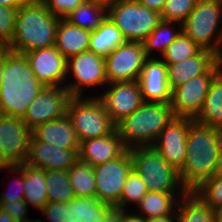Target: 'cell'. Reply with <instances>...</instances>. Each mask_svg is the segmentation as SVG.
<instances>
[{"mask_svg": "<svg viewBox=\"0 0 222 222\" xmlns=\"http://www.w3.org/2000/svg\"><path fill=\"white\" fill-rule=\"evenodd\" d=\"M221 19L222 0H198L193 11L179 28L201 49L217 55L222 51V29L217 34L215 31Z\"/></svg>", "mask_w": 222, "mask_h": 222, "instance_id": "6", "label": "cell"}, {"mask_svg": "<svg viewBox=\"0 0 222 222\" xmlns=\"http://www.w3.org/2000/svg\"><path fill=\"white\" fill-rule=\"evenodd\" d=\"M0 222H15L10 214L0 209Z\"/></svg>", "mask_w": 222, "mask_h": 222, "instance_id": "52", "label": "cell"}, {"mask_svg": "<svg viewBox=\"0 0 222 222\" xmlns=\"http://www.w3.org/2000/svg\"><path fill=\"white\" fill-rule=\"evenodd\" d=\"M175 192H147L138 204L141 218H152L164 215H173L174 206H177ZM176 197V198H175ZM176 200V201H174Z\"/></svg>", "mask_w": 222, "mask_h": 222, "instance_id": "28", "label": "cell"}, {"mask_svg": "<svg viewBox=\"0 0 222 222\" xmlns=\"http://www.w3.org/2000/svg\"><path fill=\"white\" fill-rule=\"evenodd\" d=\"M198 0H166L161 19L163 21L179 22L180 25L190 15Z\"/></svg>", "mask_w": 222, "mask_h": 222, "instance_id": "37", "label": "cell"}, {"mask_svg": "<svg viewBox=\"0 0 222 222\" xmlns=\"http://www.w3.org/2000/svg\"><path fill=\"white\" fill-rule=\"evenodd\" d=\"M67 75L72 72L75 83L68 84L72 97H81L83 87L108 84L106 78L105 58L91 51H85L67 59Z\"/></svg>", "mask_w": 222, "mask_h": 222, "instance_id": "13", "label": "cell"}, {"mask_svg": "<svg viewBox=\"0 0 222 222\" xmlns=\"http://www.w3.org/2000/svg\"><path fill=\"white\" fill-rule=\"evenodd\" d=\"M194 121L192 118L175 117L153 144L154 149L178 172L184 165L187 134Z\"/></svg>", "mask_w": 222, "mask_h": 222, "instance_id": "15", "label": "cell"}, {"mask_svg": "<svg viewBox=\"0 0 222 222\" xmlns=\"http://www.w3.org/2000/svg\"><path fill=\"white\" fill-rule=\"evenodd\" d=\"M127 40L122 32L106 16L100 26L91 32L88 51H91L102 57L108 56L118 46L124 44Z\"/></svg>", "mask_w": 222, "mask_h": 222, "instance_id": "24", "label": "cell"}, {"mask_svg": "<svg viewBox=\"0 0 222 222\" xmlns=\"http://www.w3.org/2000/svg\"><path fill=\"white\" fill-rule=\"evenodd\" d=\"M26 203L42 209L48 202L45 171L24 163V198Z\"/></svg>", "mask_w": 222, "mask_h": 222, "instance_id": "27", "label": "cell"}, {"mask_svg": "<svg viewBox=\"0 0 222 222\" xmlns=\"http://www.w3.org/2000/svg\"><path fill=\"white\" fill-rule=\"evenodd\" d=\"M98 3L102 8L108 11L110 8L120 4L124 0H91Z\"/></svg>", "mask_w": 222, "mask_h": 222, "instance_id": "47", "label": "cell"}, {"mask_svg": "<svg viewBox=\"0 0 222 222\" xmlns=\"http://www.w3.org/2000/svg\"><path fill=\"white\" fill-rule=\"evenodd\" d=\"M0 209L12 216L15 222H28L30 219L26 218L28 205L24 200L11 202H0Z\"/></svg>", "mask_w": 222, "mask_h": 222, "instance_id": "42", "label": "cell"}, {"mask_svg": "<svg viewBox=\"0 0 222 222\" xmlns=\"http://www.w3.org/2000/svg\"><path fill=\"white\" fill-rule=\"evenodd\" d=\"M174 118L170 103L144 102L119 122L116 129L128 150L153 146L159 134Z\"/></svg>", "mask_w": 222, "mask_h": 222, "instance_id": "4", "label": "cell"}, {"mask_svg": "<svg viewBox=\"0 0 222 222\" xmlns=\"http://www.w3.org/2000/svg\"><path fill=\"white\" fill-rule=\"evenodd\" d=\"M216 212H217L218 222H222V209H220Z\"/></svg>", "mask_w": 222, "mask_h": 222, "instance_id": "54", "label": "cell"}, {"mask_svg": "<svg viewBox=\"0 0 222 222\" xmlns=\"http://www.w3.org/2000/svg\"><path fill=\"white\" fill-rule=\"evenodd\" d=\"M214 176L222 178V145H221L220 153H219V156L217 159V164H216Z\"/></svg>", "mask_w": 222, "mask_h": 222, "instance_id": "50", "label": "cell"}, {"mask_svg": "<svg viewBox=\"0 0 222 222\" xmlns=\"http://www.w3.org/2000/svg\"><path fill=\"white\" fill-rule=\"evenodd\" d=\"M129 150L133 169L141 176L148 192H176L175 190H180V188V196L187 192L180 180L179 172L153 146L136 147Z\"/></svg>", "mask_w": 222, "mask_h": 222, "instance_id": "5", "label": "cell"}, {"mask_svg": "<svg viewBox=\"0 0 222 222\" xmlns=\"http://www.w3.org/2000/svg\"><path fill=\"white\" fill-rule=\"evenodd\" d=\"M128 212H125V210H123V215L121 216V222H143V218L140 217V215H134L132 213V215L130 214H126Z\"/></svg>", "mask_w": 222, "mask_h": 222, "instance_id": "49", "label": "cell"}, {"mask_svg": "<svg viewBox=\"0 0 222 222\" xmlns=\"http://www.w3.org/2000/svg\"><path fill=\"white\" fill-rule=\"evenodd\" d=\"M96 197L106 204L118 207L127 175L133 169L130 150L120 157L93 167Z\"/></svg>", "mask_w": 222, "mask_h": 222, "instance_id": "10", "label": "cell"}, {"mask_svg": "<svg viewBox=\"0 0 222 222\" xmlns=\"http://www.w3.org/2000/svg\"><path fill=\"white\" fill-rule=\"evenodd\" d=\"M31 137L32 130L22 118L0 114V147L13 166L26 162Z\"/></svg>", "mask_w": 222, "mask_h": 222, "instance_id": "14", "label": "cell"}, {"mask_svg": "<svg viewBox=\"0 0 222 222\" xmlns=\"http://www.w3.org/2000/svg\"><path fill=\"white\" fill-rule=\"evenodd\" d=\"M194 120L222 130V74L218 73L211 81L202 110Z\"/></svg>", "mask_w": 222, "mask_h": 222, "instance_id": "26", "label": "cell"}, {"mask_svg": "<svg viewBox=\"0 0 222 222\" xmlns=\"http://www.w3.org/2000/svg\"><path fill=\"white\" fill-rule=\"evenodd\" d=\"M216 62V54L201 49L191 58L167 64L168 84L171 90L195 76L205 74Z\"/></svg>", "mask_w": 222, "mask_h": 222, "instance_id": "22", "label": "cell"}, {"mask_svg": "<svg viewBox=\"0 0 222 222\" xmlns=\"http://www.w3.org/2000/svg\"><path fill=\"white\" fill-rule=\"evenodd\" d=\"M9 171H13L17 173V182L15 180V184L17 185V188L19 192H4L3 194L1 193L0 195V202H15L18 200H23L24 198V163L22 165H17V166H12L8 168ZM18 172H20V176H18ZM13 189V188H12ZM21 193V194H20Z\"/></svg>", "mask_w": 222, "mask_h": 222, "instance_id": "41", "label": "cell"}, {"mask_svg": "<svg viewBox=\"0 0 222 222\" xmlns=\"http://www.w3.org/2000/svg\"><path fill=\"white\" fill-rule=\"evenodd\" d=\"M147 192L146 184L142 181L141 176L132 169L127 175L118 207L126 210L125 205L129 202H135L138 205Z\"/></svg>", "mask_w": 222, "mask_h": 222, "instance_id": "35", "label": "cell"}, {"mask_svg": "<svg viewBox=\"0 0 222 222\" xmlns=\"http://www.w3.org/2000/svg\"><path fill=\"white\" fill-rule=\"evenodd\" d=\"M219 73L217 62L205 73L172 89L171 108L175 117L195 119L201 112L213 78Z\"/></svg>", "mask_w": 222, "mask_h": 222, "instance_id": "9", "label": "cell"}, {"mask_svg": "<svg viewBox=\"0 0 222 222\" xmlns=\"http://www.w3.org/2000/svg\"><path fill=\"white\" fill-rule=\"evenodd\" d=\"M68 177L75 197L96 196L94 169L91 164L78 159L68 170Z\"/></svg>", "mask_w": 222, "mask_h": 222, "instance_id": "31", "label": "cell"}, {"mask_svg": "<svg viewBox=\"0 0 222 222\" xmlns=\"http://www.w3.org/2000/svg\"><path fill=\"white\" fill-rule=\"evenodd\" d=\"M31 70L44 86H58L65 81L67 59L55 46L24 53Z\"/></svg>", "mask_w": 222, "mask_h": 222, "instance_id": "17", "label": "cell"}, {"mask_svg": "<svg viewBox=\"0 0 222 222\" xmlns=\"http://www.w3.org/2000/svg\"><path fill=\"white\" fill-rule=\"evenodd\" d=\"M137 81L145 102H171L172 90L168 84L167 65L162 59L147 58Z\"/></svg>", "mask_w": 222, "mask_h": 222, "instance_id": "18", "label": "cell"}, {"mask_svg": "<svg viewBox=\"0 0 222 222\" xmlns=\"http://www.w3.org/2000/svg\"><path fill=\"white\" fill-rule=\"evenodd\" d=\"M32 136L39 142L59 148L80 150V141L67 114L37 126L32 130Z\"/></svg>", "mask_w": 222, "mask_h": 222, "instance_id": "21", "label": "cell"}, {"mask_svg": "<svg viewBox=\"0 0 222 222\" xmlns=\"http://www.w3.org/2000/svg\"><path fill=\"white\" fill-rule=\"evenodd\" d=\"M201 48L183 32L167 47L162 57L166 65L173 64L195 56Z\"/></svg>", "mask_w": 222, "mask_h": 222, "instance_id": "34", "label": "cell"}, {"mask_svg": "<svg viewBox=\"0 0 222 222\" xmlns=\"http://www.w3.org/2000/svg\"><path fill=\"white\" fill-rule=\"evenodd\" d=\"M136 1L158 13H161L166 2V0H136Z\"/></svg>", "mask_w": 222, "mask_h": 222, "instance_id": "44", "label": "cell"}, {"mask_svg": "<svg viewBox=\"0 0 222 222\" xmlns=\"http://www.w3.org/2000/svg\"><path fill=\"white\" fill-rule=\"evenodd\" d=\"M78 153L79 150L64 149L39 142L32 136L25 163L44 171H68L78 161Z\"/></svg>", "mask_w": 222, "mask_h": 222, "instance_id": "19", "label": "cell"}, {"mask_svg": "<svg viewBox=\"0 0 222 222\" xmlns=\"http://www.w3.org/2000/svg\"><path fill=\"white\" fill-rule=\"evenodd\" d=\"M13 165L6 159L2 148L0 147V169L12 167Z\"/></svg>", "mask_w": 222, "mask_h": 222, "instance_id": "51", "label": "cell"}, {"mask_svg": "<svg viewBox=\"0 0 222 222\" xmlns=\"http://www.w3.org/2000/svg\"><path fill=\"white\" fill-rule=\"evenodd\" d=\"M91 32L71 24L65 18H60L54 46L66 59H69L88 51Z\"/></svg>", "mask_w": 222, "mask_h": 222, "instance_id": "23", "label": "cell"}, {"mask_svg": "<svg viewBox=\"0 0 222 222\" xmlns=\"http://www.w3.org/2000/svg\"><path fill=\"white\" fill-rule=\"evenodd\" d=\"M28 0H0V5L14 9L21 8Z\"/></svg>", "mask_w": 222, "mask_h": 222, "instance_id": "45", "label": "cell"}, {"mask_svg": "<svg viewBox=\"0 0 222 222\" xmlns=\"http://www.w3.org/2000/svg\"><path fill=\"white\" fill-rule=\"evenodd\" d=\"M123 215V209L113 206L100 222H121V216Z\"/></svg>", "mask_w": 222, "mask_h": 222, "instance_id": "43", "label": "cell"}, {"mask_svg": "<svg viewBox=\"0 0 222 222\" xmlns=\"http://www.w3.org/2000/svg\"><path fill=\"white\" fill-rule=\"evenodd\" d=\"M70 202L73 222H100L113 207L101 202L96 196L75 197Z\"/></svg>", "mask_w": 222, "mask_h": 222, "instance_id": "29", "label": "cell"}, {"mask_svg": "<svg viewBox=\"0 0 222 222\" xmlns=\"http://www.w3.org/2000/svg\"><path fill=\"white\" fill-rule=\"evenodd\" d=\"M180 198L183 202H177V222H218L217 212L193 191H187Z\"/></svg>", "mask_w": 222, "mask_h": 222, "instance_id": "25", "label": "cell"}, {"mask_svg": "<svg viewBox=\"0 0 222 222\" xmlns=\"http://www.w3.org/2000/svg\"><path fill=\"white\" fill-rule=\"evenodd\" d=\"M49 222H73L72 203L47 202L40 210Z\"/></svg>", "mask_w": 222, "mask_h": 222, "instance_id": "39", "label": "cell"}, {"mask_svg": "<svg viewBox=\"0 0 222 222\" xmlns=\"http://www.w3.org/2000/svg\"><path fill=\"white\" fill-rule=\"evenodd\" d=\"M28 222H41V220H35V221L29 220ZM43 222H45V221H43Z\"/></svg>", "mask_w": 222, "mask_h": 222, "instance_id": "55", "label": "cell"}, {"mask_svg": "<svg viewBox=\"0 0 222 222\" xmlns=\"http://www.w3.org/2000/svg\"><path fill=\"white\" fill-rule=\"evenodd\" d=\"M147 59L142 42L126 41L105 57L107 82L138 80Z\"/></svg>", "mask_w": 222, "mask_h": 222, "instance_id": "12", "label": "cell"}, {"mask_svg": "<svg viewBox=\"0 0 222 222\" xmlns=\"http://www.w3.org/2000/svg\"><path fill=\"white\" fill-rule=\"evenodd\" d=\"M213 210L222 209V178L212 176L193 190Z\"/></svg>", "mask_w": 222, "mask_h": 222, "instance_id": "36", "label": "cell"}, {"mask_svg": "<svg viewBox=\"0 0 222 222\" xmlns=\"http://www.w3.org/2000/svg\"><path fill=\"white\" fill-rule=\"evenodd\" d=\"M127 148L115 128L110 134L80 143L79 160L93 167L120 157Z\"/></svg>", "mask_w": 222, "mask_h": 222, "instance_id": "20", "label": "cell"}, {"mask_svg": "<svg viewBox=\"0 0 222 222\" xmlns=\"http://www.w3.org/2000/svg\"><path fill=\"white\" fill-rule=\"evenodd\" d=\"M107 16L127 41L143 42L162 21L160 13L136 0H124L110 8Z\"/></svg>", "mask_w": 222, "mask_h": 222, "instance_id": "8", "label": "cell"}, {"mask_svg": "<svg viewBox=\"0 0 222 222\" xmlns=\"http://www.w3.org/2000/svg\"><path fill=\"white\" fill-rule=\"evenodd\" d=\"M71 98L65 86H44L31 102L22 119L33 130L46 122L62 118L67 114Z\"/></svg>", "mask_w": 222, "mask_h": 222, "instance_id": "11", "label": "cell"}, {"mask_svg": "<svg viewBox=\"0 0 222 222\" xmlns=\"http://www.w3.org/2000/svg\"><path fill=\"white\" fill-rule=\"evenodd\" d=\"M217 65H218L219 73L222 74V52L221 51L217 54Z\"/></svg>", "mask_w": 222, "mask_h": 222, "instance_id": "53", "label": "cell"}, {"mask_svg": "<svg viewBox=\"0 0 222 222\" xmlns=\"http://www.w3.org/2000/svg\"><path fill=\"white\" fill-rule=\"evenodd\" d=\"M85 0H42L48 11L58 17L65 18Z\"/></svg>", "mask_w": 222, "mask_h": 222, "instance_id": "40", "label": "cell"}, {"mask_svg": "<svg viewBox=\"0 0 222 222\" xmlns=\"http://www.w3.org/2000/svg\"><path fill=\"white\" fill-rule=\"evenodd\" d=\"M45 182L48 191V202L68 203L75 198L69 182L68 171H45Z\"/></svg>", "mask_w": 222, "mask_h": 222, "instance_id": "32", "label": "cell"}, {"mask_svg": "<svg viewBox=\"0 0 222 222\" xmlns=\"http://www.w3.org/2000/svg\"><path fill=\"white\" fill-rule=\"evenodd\" d=\"M107 11L98 3L85 0L80 6L69 13L65 19L81 29L94 31L106 18Z\"/></svg>", "mask_w": 222, "mask_h": 222, "instance_id": "30", "label": "cell"}, {"mask_svg": "<svg viewBox=\"0 0 222 222\" xmlns=\"http://www.w3.org/2000/svg\"><path fill=\"white\" fill-rule=\"evenodd\" d=\"M17 9L0 5V46H7L15 30Z\"/></svg>", "mask_w": 222, "mask_h": 222, "instance_id": "38", "label": "cell"}, {"mask_svg": "<svg viewBox=\"0 0 222 222\" xmlns=\"http://www.w3.org/2000/svg\"><path fill=\"white\" fill-rule=\"evenodd\" d=\"M176 215H164L152 218H143V222H175Z\"/></svg>", "mask_w": 222, "mask_h": 222, "instance_id": "46", "label": "cell"}, {"mask_svg": "<svg viewBox=\"0 0 222 222\" xmlns=\"http://www.w3.org/2000/svg\"><path fill=\"white\" fill-rule=\"evenodd\" d=\"M173 23L175 22L162 20L142 42L147 58H150V53L155 51V48L161 50L163 55L169 44L182 32V29L173 31V27L171 29Z\"/></svg>", "mask_w": 222, "mask_h": 222, "instance_id": "33", "label": "cell"}, {"mask_svg": "<svg viewBox=\"0 0 222 222\" xmlns=\"http://www.w3.org/2000/svg\"><path fill=\"white\" fill-rule=\"evenodd\" d=\"M108 86L112 88L107 89L108 91L99 98L115 125L130 116L145 102L137 80L113 82Z\"/></svg>", "mask_w": 222, "mask_h": 222, "instance_id": "16", "label": "cell"}, {"mask_svg": "<svg viewBox=\"0 0 222 222\" xmlns=\"http://www.w3.org/2000/svg\"><path fill=\"white\" fill-rule=\"evenodd\" d=\"M44 85L36 78L25 54L9 51L5 55L0 87V114L23 118Z\"/></svg>", "mask_w": 222, "mask_h": 222, "instance_id": "2", "label": "cell"}, {"mask_svg": "<svg viewBox=\"0 0 222 222\" xmlns=\"http://www.w3.org/2000/svg\"><path fill=\"white\" fill-rule=\"evenodd\" d=\"M222 145V130L194 121L190 125L186 142V157L179 171L180 180L187 191H193L214 175Z\"/></svg>", "mask_w": 222, "mask_h": 222, "instance_id": "1", "label": "cell"}, {"mask_svg": "<svg viewBox=\"0 0 222 222\" xmlns=\"http://www.w3.org/2000/svg\"><path fill=\"white\" fill-rule=\"evenodd\" d=\"M67 116L80 143L110 134L116 128L99 97H72L68 103Z\"/></svg>", "mask_w": 222, "mask_h": 222, "instance_id": "7", "label": "cell"}, {"mask_svg": "<svg viewBox=\"0 0 222 222\" xmlns=\"http://www.w3.org/2000/svg\"><path fill=\"white\" fill-rule=\"evenodd\" d=\"M9 51L10 50L6 46H0V87H1V84H2V76H3V67H4L5 55Z\"/></svg>", "mask_w": 222, "mask_h": 222, "instance_id": "48", "label": "cell"}, {"mask_svg": "<svg viewBox=\"0 0 222 222\" xmlns=\"http://www.w3.org/2000/svg\"><path fill=\"white\" fill-rule=\"evenodd\" d=\"M59 20L42 1H27L17 10L14 34L6 47L24 54L54 46Z\"/></svg>", "mask_w": 222, "mask_h": 222, "instance_id": "3", "label": "cell"}]
</instances>
